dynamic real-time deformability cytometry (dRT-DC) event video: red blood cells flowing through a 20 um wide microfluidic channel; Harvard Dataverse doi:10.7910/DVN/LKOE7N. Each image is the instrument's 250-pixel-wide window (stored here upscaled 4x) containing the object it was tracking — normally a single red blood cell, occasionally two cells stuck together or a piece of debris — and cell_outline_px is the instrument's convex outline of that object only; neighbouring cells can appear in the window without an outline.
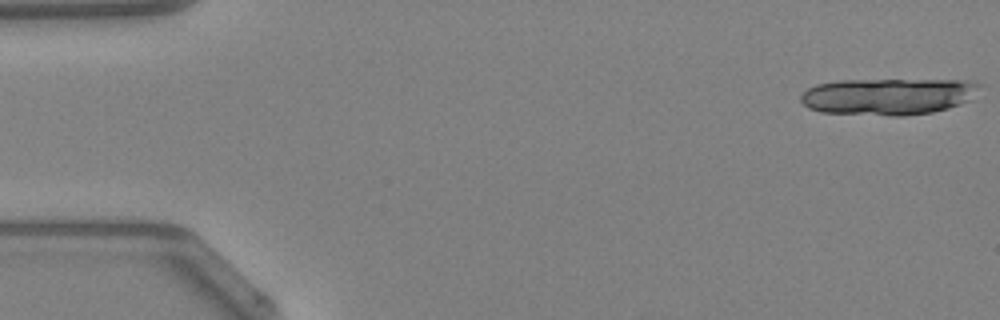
{"species": "Egyptian fruit bat (a non-hibernating species)", "species_latin": "Rousettus aegyptiacus", "temperature_condition": "warm", "stored_images_in_passage": 16, "camera_frame_rate_fps": 3000, "um_per_image_px": 0.085, "animal": {"sex": "female"}, "frame": {"image": 1, "passage_image": 1, "time_ms": 0.0, "image_size_px": [1000, 320], "cell_outline_px": [[984, 84], [972, 100], [948, 108], [932, 112], [904, 116], [892, 116], [820, 112], [808, 108], [800, 100], [800, 96], [808, 88], [816, 84], [840, 80], [976, 80]], "centroid_in_image_um": [75.57, 8.19], "position_along_channel_um": 9.4, "area_um2": 38.84}}